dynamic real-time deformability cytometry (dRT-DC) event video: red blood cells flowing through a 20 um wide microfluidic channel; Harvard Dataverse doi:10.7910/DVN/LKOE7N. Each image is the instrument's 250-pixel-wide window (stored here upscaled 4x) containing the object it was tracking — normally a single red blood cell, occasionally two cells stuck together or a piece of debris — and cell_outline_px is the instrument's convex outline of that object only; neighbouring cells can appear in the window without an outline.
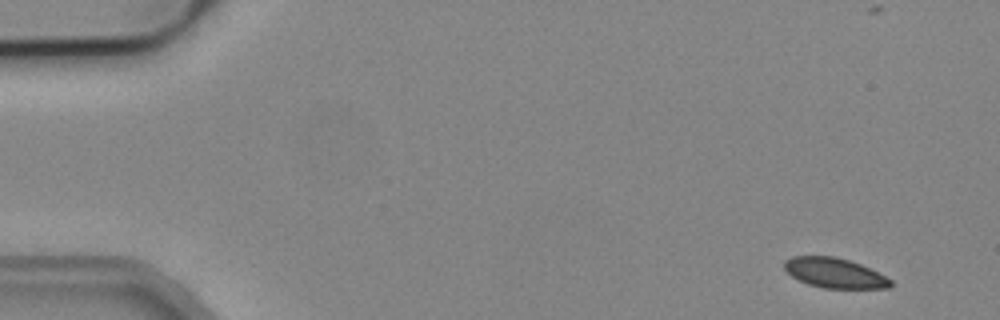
{"species": "common noctule bat (a hibernating species)", "species_latin": "Nyctalus noctula", "temperature_condition": "cold", "stored_images_in_passage": 5, "segment_of_instrument_passage": [1, 2], "camera_frame_rate_fps": 3000, "um_per_image_px": 0.085, "animal": {"sex": "male", "body_mass_g": 19.2, "forearm_length_mm": 51.8}, "frame": {"image": 1, "passage_image": 1, "time_ms": 0.0, "image_size_px": [1000, 320], "cell_outline_px": [[892, 284], [888, 288], [824, 288], [808, 284], [792, 276], [784, 268], [784, 260], [792, 256], [836, 256], [860, 264], [892, 280]], "centroid_in_image_um": [70.91, 23.19], "position_along_channel_um": 14.1, "area_um2": 18.32}}
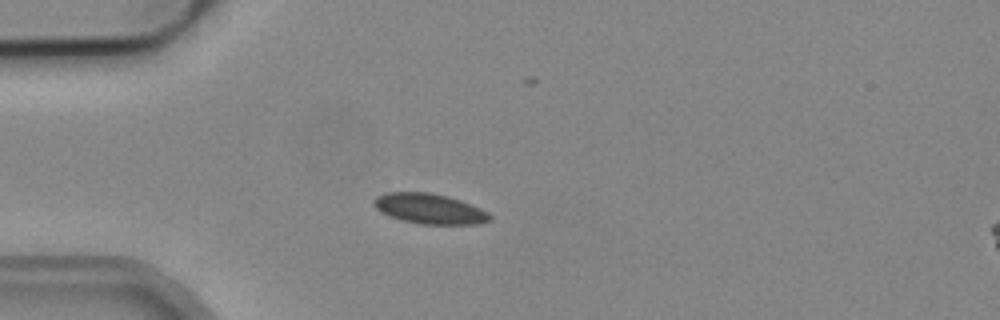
{"frame": {"image": 2, "passage_image": 4, "time_ms": 1.0, "image_size_px": [1000, 320], "cell_outline_px": [[492, 220], [480, 224], [420, 224], [400, 220], [380, 212], [372, 204], [372, 200], [376, 196], [384, 192], [428, 192], [448, 196], [460, 200], [480, 208], [488, 212], [492, 216]], "centroid_in_image_um": [36.49, 17.74], "position_along_channel_um": 48.5, "area_um2": 20.69}}